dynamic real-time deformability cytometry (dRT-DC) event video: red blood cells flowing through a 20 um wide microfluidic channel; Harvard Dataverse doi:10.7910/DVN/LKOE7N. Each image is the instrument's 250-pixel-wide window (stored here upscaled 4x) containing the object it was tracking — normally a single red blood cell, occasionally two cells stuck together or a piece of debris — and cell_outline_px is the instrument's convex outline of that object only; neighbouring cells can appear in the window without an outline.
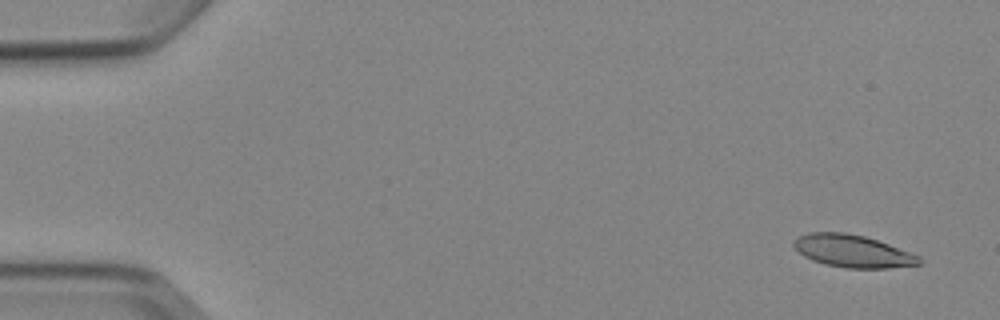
{"species": "Egyptian fruit bat (a non-hibernating species)", "species_latin": "Rousettus aegyptiacus", "temperature_condition": "cold", "stored_images_in_passage": 6, "camera_frame_rate_fps": 3000, "um_per_image_px": 0.085, "animal": {"sex": "female"}, "frame": {"image": 1, "passage_image": 1, "time_ms": 0.0, "image_size_px": [1000, 320], "cell_outline_px": [[920, 264], [888, 268], [844, 268], [824, 264], [812, 260], [804, 256], [792, 244], [792, 240], [808, 232], [844, 232], [864, 236], [888, 244], [920, 256]], "centroid_in_image_um": [72.44, 21.34], "position_along_channel_um": 12.6, "area_um2": 23.58}}
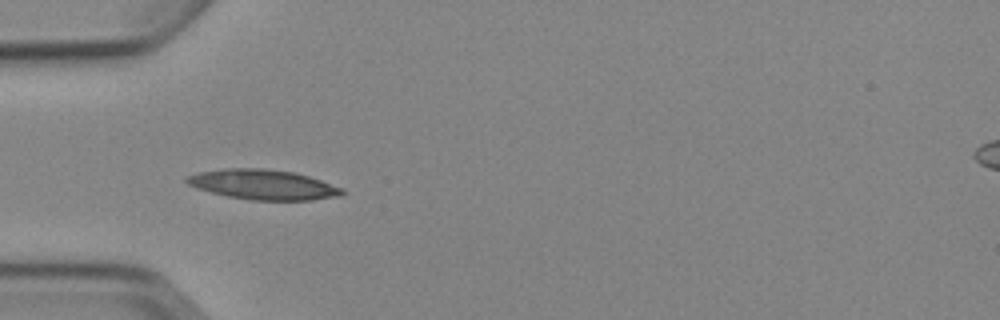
{"frame": {"image": 2, "passage_image": 5, "time_ms": 4.667, "image_size_px": [1000, 320], "cell_outline_px": [[344, 192], [340, 196], [312, 200], [252, 200], [228, 196], [196, 188], [188, 184], [184, 180], [184, 176], [200, 172], [224, 168], [264, 168], [292, 172], [308, 176], [344, 188]], "centroid_in_image_um": [22.35, 15.69], "position_along_channel_um": 62.7, "area_um2": 27.11}}
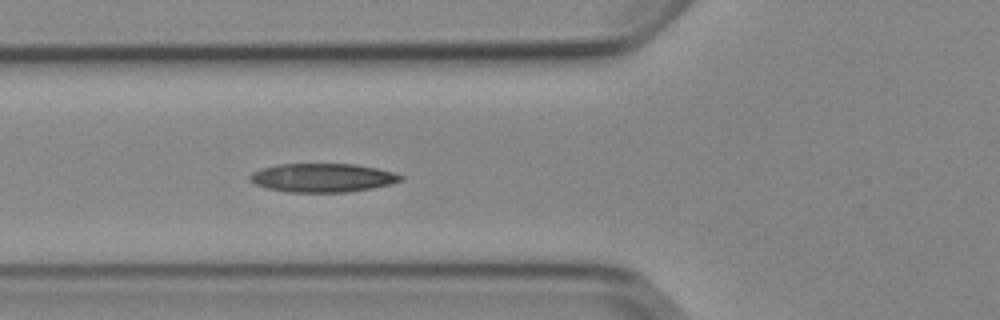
{"frame": {"image": 3, "passage_image": 6, "time_ms": 5.667, "image_size_px": [1000, 320], "cell_outline_px": [[404, 180], [372, 188], [348, 192], [288, 192], [268, 188], [256, 184], [248, 180], [248, 176], [252, 172], [260, 168], [276, 164], [356, 164], [376, 168], [392, 172], [404, 176]], "centroid_in_image_um": [27.38, 15.1], "position_along_channel_um": 98.4, "area_um2": 25.26}}